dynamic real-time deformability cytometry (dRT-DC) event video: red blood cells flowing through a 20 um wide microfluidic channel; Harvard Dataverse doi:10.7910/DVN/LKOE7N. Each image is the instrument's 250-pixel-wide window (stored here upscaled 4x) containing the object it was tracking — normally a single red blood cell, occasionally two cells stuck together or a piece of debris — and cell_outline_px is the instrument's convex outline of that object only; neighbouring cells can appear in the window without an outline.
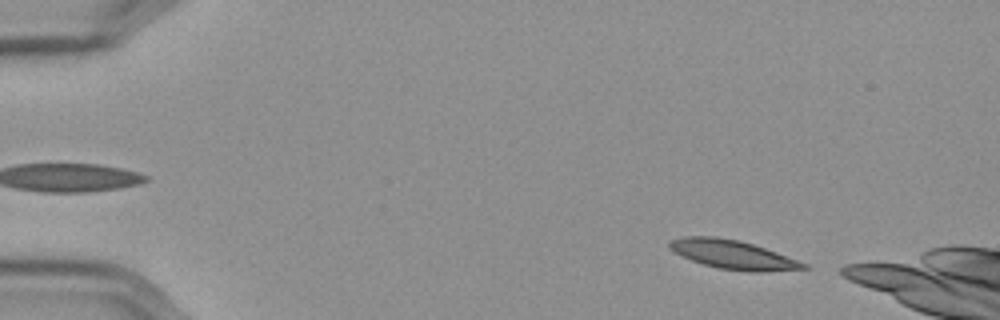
{"species": "Egyptian fruit bat (a non-hibernating species)", "species_latin": "Rousettus aegyptiacus", "temperature_condition": "cold", "stored_images_in_passage": 46, "camera_frame_rate_fps": 3000, "um_per_image_px": 0.085, "frame": {"image": 1, "passage_image": 2, "time_ms": 0.333, "image_size_px": [1000, 320], "cell_outline_px": [[812, 268], [760, 272], [752, 272], [716, 268], [692, 260], [668, 248], [668, 244], [672, 240], [688, 236], [716, 236], [740, 240], [776, 252], [808, 264]], "centroid_in_image_um": [62.33, 21.64], "position_along_channel_um": 22.7, "area_um2": 22.37}}
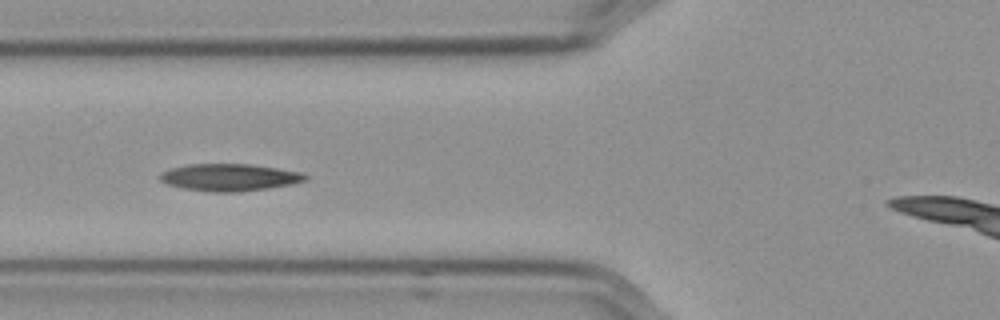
{"frame": {"image": 2, "passage_image": 17, "time_ms": 5.333, "image_size_px": [1000, 320], "cell_outline_px": [[308, 180], [292, 184], [268, 188], [240, 192], [208, 192], [184, 188], [168, 184], [160, 180], [160, 176], [164, 172], [172, 168], [192, 164], [248, 164], [276, 168], [300, 172], [308, 176]], "centroid_in_image_um": [19.55, 15.08], "position_along_channel_um": 106.3, "area_um2": 22.77}}
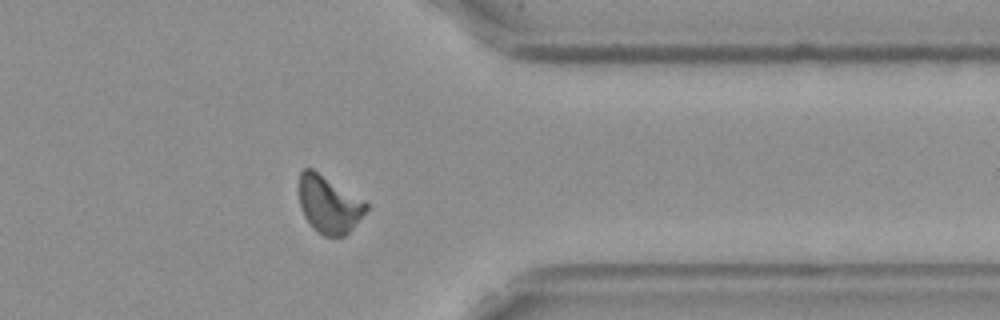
{"frame": {"image": 3, "passage_image": 41, "time_ms": 13.333, "image_size_px": [1000, 320], "cell_outline_px": [[368, 208], [352, 228], [344, 236], [324, 236], [316, 232], [312, 228], [304, 216], [300, 208], [300, 172], [304, 168], [312, 168], [364, 200], [368, 204]], "centroid_in_image_um": [27.94, 17.38], "position_along_channel_um": 383.5, "area_um2": 22.25}}